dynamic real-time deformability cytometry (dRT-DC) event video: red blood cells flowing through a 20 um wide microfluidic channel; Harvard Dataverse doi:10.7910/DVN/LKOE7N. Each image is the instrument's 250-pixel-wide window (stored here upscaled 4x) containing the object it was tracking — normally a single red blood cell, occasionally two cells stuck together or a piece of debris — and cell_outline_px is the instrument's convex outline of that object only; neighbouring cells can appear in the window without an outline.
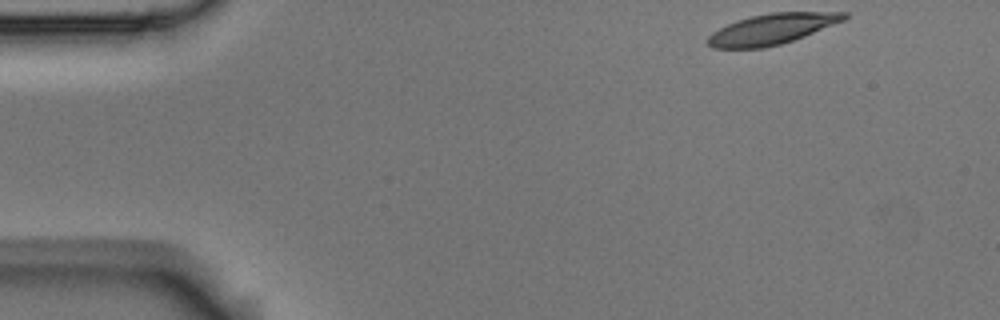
{"species": "Egyptian fruit bat (a non-hibernating species)", "species_latin": "Rousettus aegyptiacus", "temperature_condition": "room temperature", "stored_images_in_passage": 3, "camera_frame_rate_fps": 3000, "um_per_image_px": 0.085, "animal": {"sex": "male"}, "frame": {"image": 1, "passage_image": 1, "time_ms": 0.0, "image_size_px": [1000, 320], "cell_outline_px": [[848, 16], [844, 20], [804, 36], [780, 44], [764, 48], [712, 48], [704, 40], [712, 32], [736, 20], [752, 16], [772, 12], [848, 12]], "centroid_in_image_um": [65.58, 2.47], "position_along_channel_um": 19.4, "area_um2": 24.16}}